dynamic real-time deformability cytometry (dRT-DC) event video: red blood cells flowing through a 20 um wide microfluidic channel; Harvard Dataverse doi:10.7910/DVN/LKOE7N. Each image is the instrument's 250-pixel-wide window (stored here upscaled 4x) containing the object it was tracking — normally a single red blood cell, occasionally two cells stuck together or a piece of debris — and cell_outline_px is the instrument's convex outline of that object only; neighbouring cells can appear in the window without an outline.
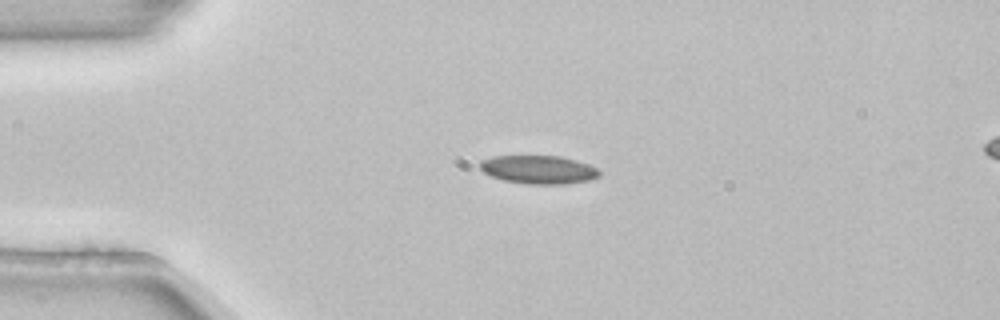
{"species": "common noctule bat (a hibernating species)", "species_latin": "Nyctalus noctula", "temperature_condition": "room temperature", "stored_images_in_passage": 7, "camera_frame_rate_fps": 3000, "um_per_image_px": 0.085, "animal": {"sex": "female", "body_mass_g": 22.7, "forearm_length_mm": 54.2}, "frame": {"image": 1, "passage_image": 2, "time_ms": 0.333, "image_size_px": [1000, 320], "cell_outline_px": [[600, 176], [592, 180], [564, 184], [528, 184], [504, 180], [492, 176], [484, 172], [480, 168], [480, 160], [492, 156], [560, 156], [576, 160], [600, 168]], "centroid_in_image_um": [45.82, 14.41], "position_along_channel_um": 39.2, "area_um2": 19.88}}
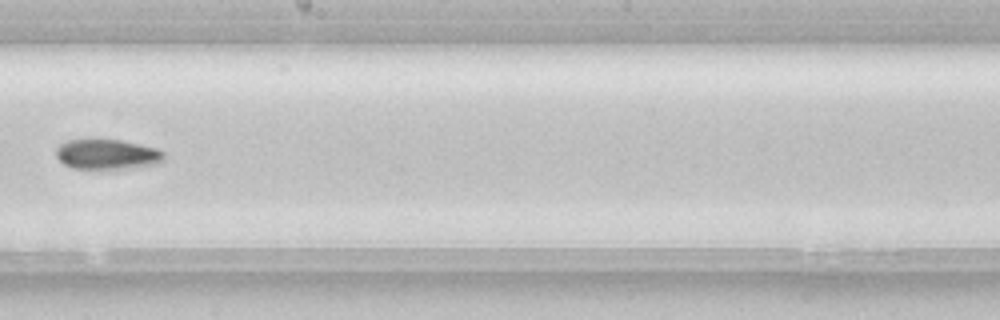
{"frame": {"image": 2, "passage_image": 7, "time_ms": 2.0, "image_size_px": [1000, 320], "cell_outline_px": [[164, 160], [160, 164], [124, 168], [72, 168], [64, 164], [56, 156], [56, 148], [60, 144], [68, 140], [120, 140], [156, 148], [164, 152]], "centroid_in_image_um": [9.12, 13.12], "position_along_channel_um": 239.1, "area_um2": 18.67}}